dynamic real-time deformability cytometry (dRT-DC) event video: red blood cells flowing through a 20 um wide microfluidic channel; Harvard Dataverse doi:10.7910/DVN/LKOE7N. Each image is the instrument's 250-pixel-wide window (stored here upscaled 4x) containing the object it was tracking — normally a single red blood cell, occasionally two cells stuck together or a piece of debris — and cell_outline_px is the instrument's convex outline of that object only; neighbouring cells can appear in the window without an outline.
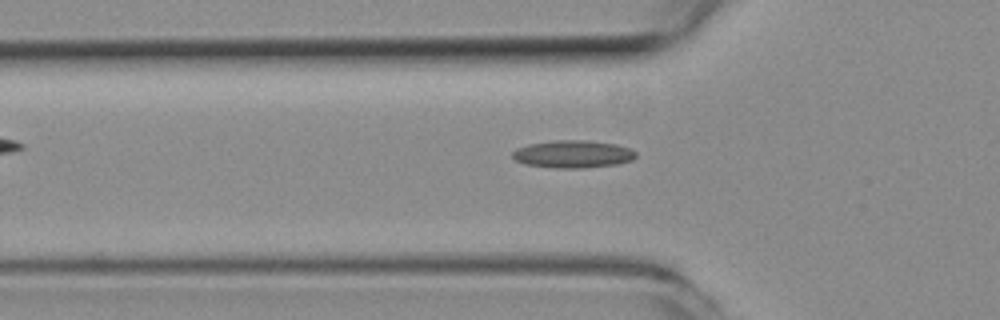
{"species": "common noctule bat (a hibernating species)", "species_latin": "Nyctalus noctula", "temperature_condition": "room temperature", "stored_images_in_passage": 44, "camera_frame_rate_fps": 3000, "um_per_image_px": 0.085, "animal": {"sex": "female", "body_mass_g": 19.3, "forearm_length_mm": 54.1}, "frame": {"image": 1, "passage_image": 16, "time_ms": 5.0, "image_size_px": [1000, 320], "cell_outline_px": [[636, 156], [632, 160], [620, 164], [584, 168], [556, 168], [524, 164], [516, 160], [512, 156], [512, 152], [516, 148], [528, 144], [556, 140], [584, 140], [616, 144], [628, 148], [636, 152]], "centroid_in_image_um": [48.7, 13.1], "position_along_channel_um": 77.1, "area_um2": 19.88}}
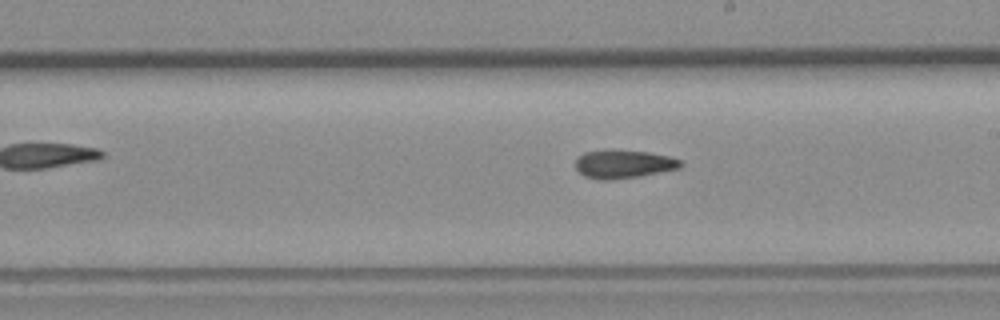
{"frame": {"image": 2, "passage_image": 28, "time_ms": 9.0, "image_size_px": [1000, 320], "cell_outline_px": [[684, 164], [680, 168], [640, 176], [612, 180], [600, 180], [584, 176], [576, 168], [576, 160], [584, 152], [604, 148], [612, 148], [648, 152], [668, 156], [680, 160]], "centroid_in_image_um": [52.98, 13.92], "position_along_channel_um": 236.0, "area_um2": 17.74}}
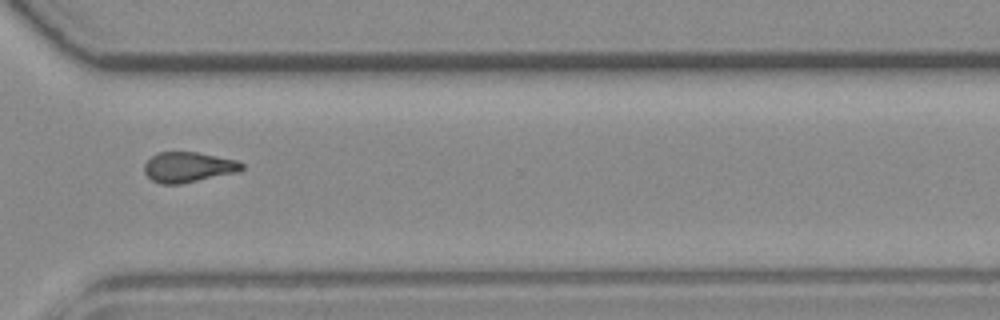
{"frame": {"image": 3, "passage_image": 37, "time_ms": 12.0, "image_size_px": [1000, 320], "cell_outline_px": [[244, 168], [240, 172], [180, 184], [160, 184], [152, 180], [144, 172], [144, 164], [152, 156], [160, 152], [196, 152], [236, 160], [244, 164]], "centroid_in_image_um": [16.02, 14.22], "position_along_channel_um": 354.6, "area_um2": 17.22}}